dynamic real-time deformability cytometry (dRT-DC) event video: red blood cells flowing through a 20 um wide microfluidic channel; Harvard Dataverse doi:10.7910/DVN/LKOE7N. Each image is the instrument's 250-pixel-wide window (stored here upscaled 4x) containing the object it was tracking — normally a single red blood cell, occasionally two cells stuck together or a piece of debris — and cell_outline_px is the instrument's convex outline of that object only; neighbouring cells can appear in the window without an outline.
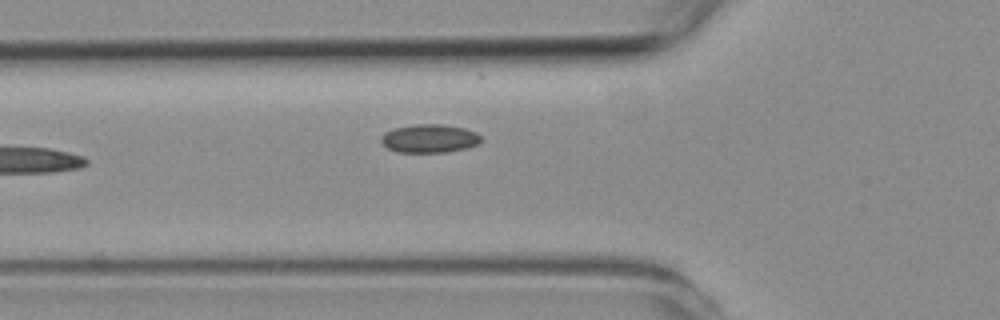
{"species": "common noctule bat (a hibernating species)", "species_latin": "Nyctalus noctula", "temperature_condition": "room temperature", "stored_images_in_passage": 6, "camera_frame_rate_fps": 3000, "um_per_image_px": 0.085, "animal": {"sex": "female", "body_mass_g": 19.3, "forearm_length_mm": 54.1}, "frame": {"image": 1, "passage_image": 6, "time_ms": 6.0, "image_size_px": [1000, 320], "cell_outline_px": [[480, 144], [468, 148], [444, 152], [396, 152], [388, 148], [380, 140], [380, 136], [384, 132], [396, 128], [412, 124], [440, 124], [464, 128], [476, 132], [480, 136]], "centroid_in_image_um": [36.5, 11.77], "position_along_channel_um": 89.3, "area_um2": 16.59}}